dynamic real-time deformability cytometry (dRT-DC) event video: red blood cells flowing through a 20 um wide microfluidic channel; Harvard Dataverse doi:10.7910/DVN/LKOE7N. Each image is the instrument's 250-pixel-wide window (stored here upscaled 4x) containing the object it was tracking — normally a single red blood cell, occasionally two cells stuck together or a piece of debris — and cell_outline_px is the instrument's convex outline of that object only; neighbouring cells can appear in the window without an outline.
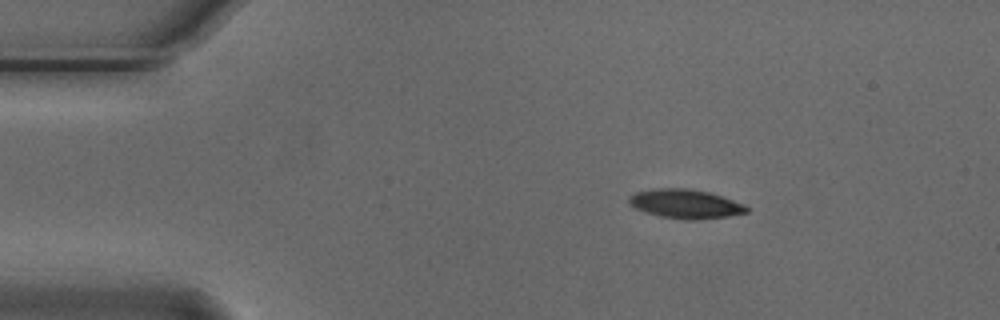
{"species": "Egyptian fruit bat (a non-hibernating species)", "species_latin": "Rousettus aegyptiacus", "temperature_condition": "cold", "stored_images_in_passage": 25, "camera_frame_rate_fps": 3000, "um_per_image_px": 0.085, "animal": {"sex": "male"}, "frame": {"image": 1, "passage_image": 1, "time_ms": 0.0, "image_size_px": [1000, 320], "cell_outline_px": [[748, 212], [728, 216], [696, 220], [684, 220], [660, 216], [644, 212], [632, 208], [628, 204], [628, 196], [636, 192], [660, 188], [684, 188], [708, 192], [744, 204], [748, 208]], "centroid_in_image_um": [58.2, 17.34], "position_along_channel_um": 26.8, "area_um2": 19.94}}
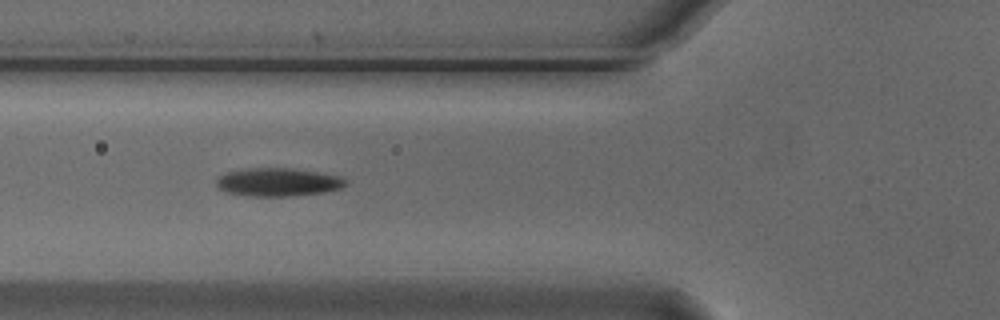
{"frame": {"image": 2, "passage_image": 12, "time_ms": 3.667, "image_size_px": [1000, 320], "cell_outline_px": [[348, 184], [340, 188], [324, 192], [296, 196], [252, 196], [228, 192], [220, 188], [216, 184], [216, 180], [220, 176], [228, 172], [244, 168], [292, 168], [340, 176], [348, 180]], "centroid_in_image_um": [23.67, 15.48], "position_along_channel_um": 102.1, "area_um2": 21.21}}
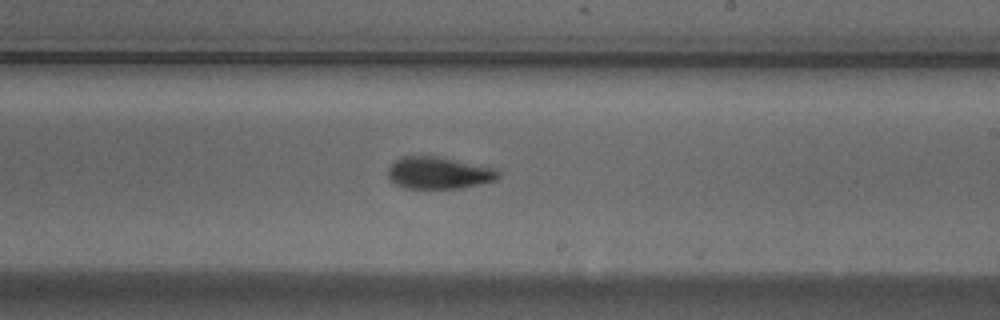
{"frame": {"image": 3, "passage_image": 24, "time_ms": 7.667, "image_size_px": [1000, 320], "cell_outline_px": [[500, 176], [496, 180], [480, 184], [460, 188], [404, 188], [396, 184], [388, 176], [388, 168], [396, 160], [404, 156], [440, 156], [496, 168], [500, 172]], "centroid_in_image_um": [37.33, 14.69], "position_along_channel_um": 251.7, "area_um2": 20.63}}